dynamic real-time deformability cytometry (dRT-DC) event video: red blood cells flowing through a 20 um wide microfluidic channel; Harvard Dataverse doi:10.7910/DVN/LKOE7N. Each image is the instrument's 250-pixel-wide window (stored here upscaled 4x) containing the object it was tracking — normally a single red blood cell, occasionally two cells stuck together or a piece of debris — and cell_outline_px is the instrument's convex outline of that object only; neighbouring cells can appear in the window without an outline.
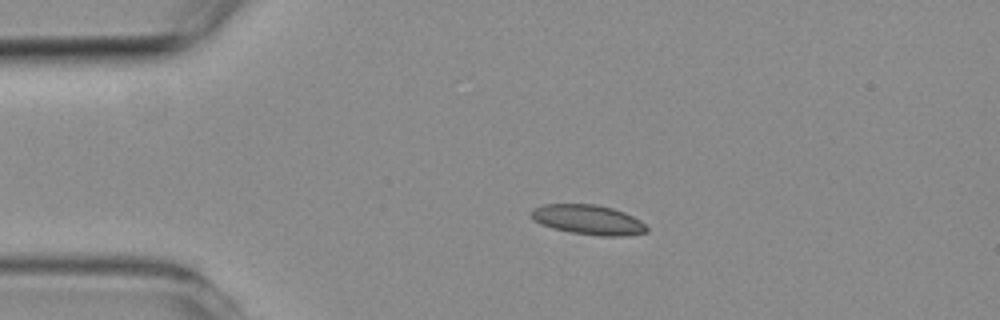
{"species": "common noctule bat (a hibernating species)", "species_latin": "Nyctalus noctula", "temperature_condition": "room temperature", "stored_images_in_passage": 2, "camera_frame_rate_fps": 3000, "um_per_image_px": 0.085, "animal": {"sex": "female", "body_mass_g": 19.3, "forearm_length_mm": 54.1}, "frame": {"image": 1, "passage_image": 1, "time_ms": 0.0, "image_size_px": [1000, 320], "cell_outline_px": [[648, 232], [628, 236], [600, 236], [572, 232], [552, 228], [540, 224], [532, 220], [532, 212], [536, 208], [544, 204], [596, 204], [612, 208], [624, 212], [640, 220], [648, 228]], "centroid_in_image_um": [50.03, 18.68], "position_along_channel_um": 35.0, "area_um2": 20.0}}